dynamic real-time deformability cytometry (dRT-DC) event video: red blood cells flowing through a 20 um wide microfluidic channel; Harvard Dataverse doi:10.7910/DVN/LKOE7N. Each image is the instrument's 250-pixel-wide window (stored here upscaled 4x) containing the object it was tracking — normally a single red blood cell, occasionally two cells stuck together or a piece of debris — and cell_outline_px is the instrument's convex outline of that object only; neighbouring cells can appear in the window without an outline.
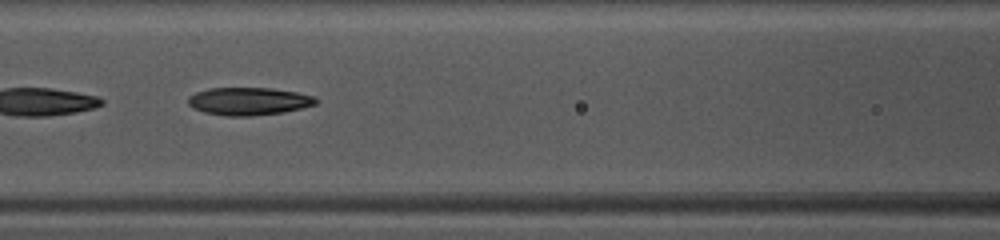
{"species": "common noctule bat (a hibernating species)", "species_latin": "Nyctalus noctula", "temperature_condition": "warm", "stored_images_in_passage": 22, "camera_frame_rate_fps": 3000, "um_per_image_px": 0.085, "animal": {"sex": "female", "body_mass_g": 10.0, "forearm_length_mm": 53.1}, "frame": {"image": 1, "passage_image": 7, "time_ms": 2.0, "image_size_px": [1000, 240], "cell_outline_px": [[320, 100], [316, 104], [284, 112], [252, 116], [224, 116], [204, 112], [192, 108], [188, 104], [188, 96], [196, 92], [208, 88], [272, 88], [296, 92], [316, 96]], "centroid_in_image_um": [21.14, 8.6], "position_along_channel_um": 145.5, "area_um2": 20.87}}
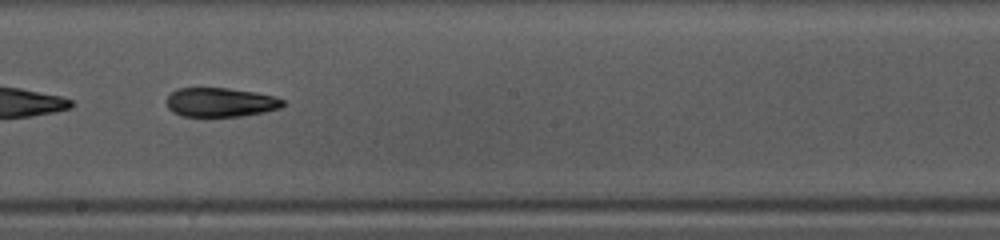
{"frame": {"image": 2, "passage_image": 13, "time_ms": 4.0, "image_size_px": [1000, 240], "cell_outline_px": [[288, 104], [280, 108], [264, 112], [240, 116], [184, 116], [172, 112], [168, 108], [168, 96], [176, 88], [228, 88], [256, 92], [276, 96], [284, 100]], "centroid_in_image_um": [18.8, 8.69], "position_along_channel_um": 229.4, "area_um2": 19.83}}
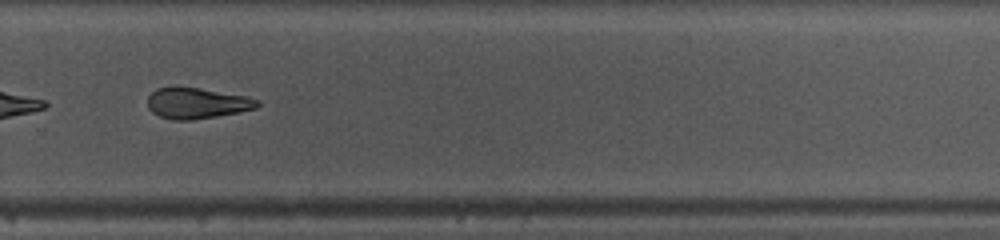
{"frame": {"image": 3, "passage_image": 19, "time_ms": 6.0, "image_size_px": [1000, 240], "cell_outline_px": [[260, 104], [256, 108], [240, 112], [192, 120], [172, 120], [160, 116], [152, 112], [148, 108], [148, 96], [156, 88], [200, 88], [244, 96], [260, 100]], "centroid_in_image_um": [16.74, 8.79], "position_along_channel_um": 313.1, "area_um2": 19.48}}